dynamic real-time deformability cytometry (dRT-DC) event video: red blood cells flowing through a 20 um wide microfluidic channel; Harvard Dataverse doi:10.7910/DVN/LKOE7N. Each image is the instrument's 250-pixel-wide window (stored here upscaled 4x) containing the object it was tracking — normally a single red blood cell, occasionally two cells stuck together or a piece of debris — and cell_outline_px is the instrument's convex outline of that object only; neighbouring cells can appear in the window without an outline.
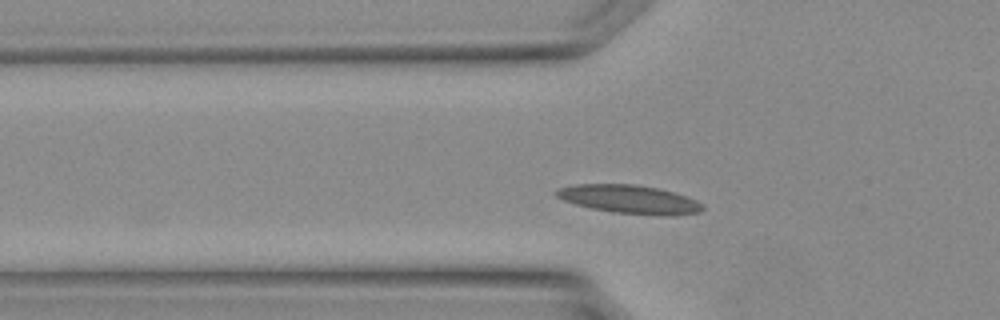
{"species": "Egyptian fruit bat (a non-hibernating species)", "species_latin": "Rousettus aegyptiacus", "temperature_condition": "warm", "stored_images_in_passage": 30, "camera_frame_rate_fps": 3000, "um_per_image_px": 0.085, "animal": {"sex": "female"}, "frame": {"image": 1, "passage_image": 5, "time_ms": 1.333, "image_size_px": [1000, 320], "cell_outline_px": [[704, 208], [700, 212], [612, 212], [592, 208], [576, 204], [564, 200], [556, 196], [552, 192], [556, 188], [576, 184], [636, 184], [656, 188], [672, 192], [696, 200], [704, 204]], "centroid_in_image_um": [53.33, 16.87], "position_along_channel_um": 72.5, "area_um2": 22.95}}
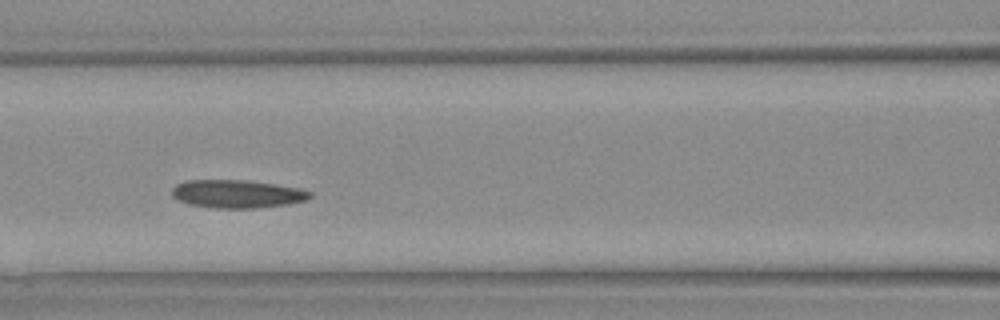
{"frame": {"image": 2, "passage_image": 9, "time_ms": 2.667, "image_size_px": [1000, 320], "cell_outline_px": [[312, 196], [308, 200], [288, 204], [256, 208], [216, 208], [188, 204], [176, 200], [172, 196], [172, 188], [176, 184], [184, 180], [244, 180], [276, 184], [296, 188], [312, 192]], "centroid_in_image_um": [20.12, 16.48], "position_along_channel_um": 146.5, "area_um2": 22.72}}
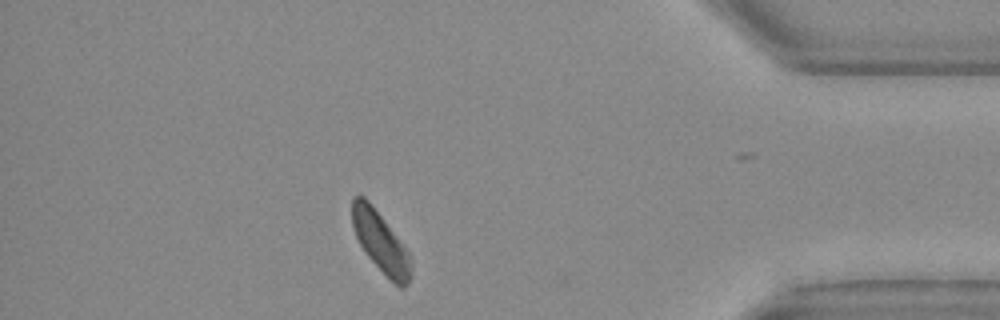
{"frame": {"image": 3, "passage_image": 25, "time_ms": 8.0, "image_size_px": [1000, 320], "cell_outline_px": [[412, 276], [408, 284], [404, 288], [400, 288], [368, 256], [360, 244], [356, 236], [352, 224], [352, 196], [364, 196], [372, 204], [408, 252], [412, 264]], "centroid_in_image_um": [32.36, 20.57], "position_along_channel_um": 402.8, "area_um2": 20.29}}